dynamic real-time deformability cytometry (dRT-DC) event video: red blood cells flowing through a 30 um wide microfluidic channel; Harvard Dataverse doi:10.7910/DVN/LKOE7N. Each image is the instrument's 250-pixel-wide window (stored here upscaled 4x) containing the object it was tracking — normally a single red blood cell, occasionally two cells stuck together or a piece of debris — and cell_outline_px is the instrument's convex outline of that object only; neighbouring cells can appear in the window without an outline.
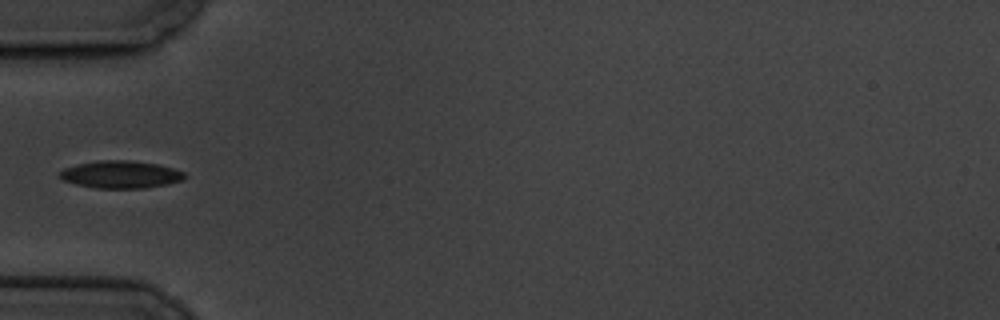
{"species": "common noctule bat (a hibernating species)", "species_latin": "Nyctalus noctula", "temperature_condition": "cold", "stored_images_in_passage": 5, "camera_frame_rate_fps": 3000, "um_per_image_px": 0.085, "animal": {"sex": "male", "body_mass_g": 19.5, "forearm_length_mm": 54.6}, "frame": {"image": 1, "passage_image": 3, "time_ms": 2.333, "image_size_px": [1000, 320], "cell_outline_px": [[188, 176], [184, 180], [168, 184], [144, 188], [96, 188], [76, 184], [64, 180], [60, 176], [60, 172], [64, 168], [76, 164], [100, 160], [132, 160], [160, 164], [184, 172]], "centroid_in_image_um": [10.31, 14.82], "position_along_channel_um": 74.7, "area_um2": 20.11}}
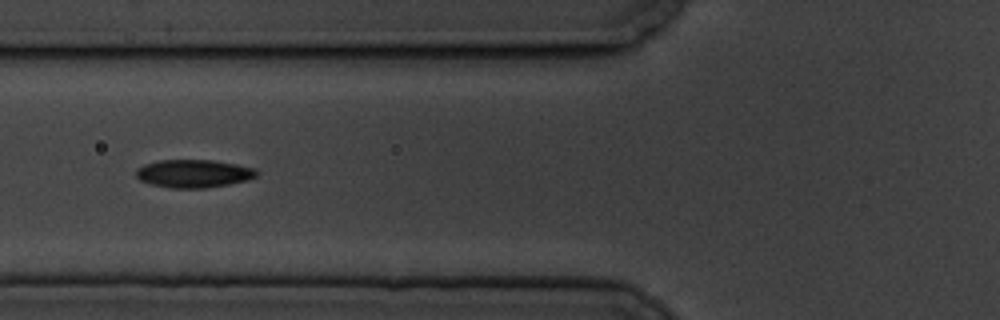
{"frame": {"image": 2, "passage_image": 4, "time_ms": 3.333, "image_size_px": [1000, 320], "cell_outline_px": [[260, 172], [256, 176], [248, 180], [228, 184], [204, 188], [172, 188], [152, 184], [140, 180], [136, 176], [136, 168], [144, 164], [160, 160], [212, 160], [236, 164], [256, 168]], "centroid_in_image_um": [16.48, 14.74], "position_along_channel_um": 109.3, "area_um2": 19.71}}
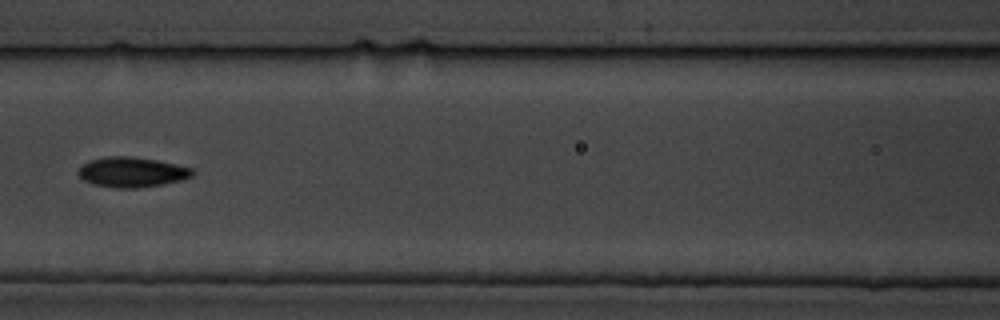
{"frame": {"image": 3, "passage_image": 5, "time_ms": 4.667, "image_size_px": [1000, 320], "cell_outline_px": [[196, 172], [192, 176], [180, 180], [164, 184], [136, 188], [116, 188], [96, 184], [84, 180], [76, 172], [80, 164], [88, 160], [108, 156], [128, 156], [156, 160], [192, 168]], "centroid_in_image_um": [11.18, 14.62], "position_along_channel_um": 155.4, "area_um2": 20.0}}